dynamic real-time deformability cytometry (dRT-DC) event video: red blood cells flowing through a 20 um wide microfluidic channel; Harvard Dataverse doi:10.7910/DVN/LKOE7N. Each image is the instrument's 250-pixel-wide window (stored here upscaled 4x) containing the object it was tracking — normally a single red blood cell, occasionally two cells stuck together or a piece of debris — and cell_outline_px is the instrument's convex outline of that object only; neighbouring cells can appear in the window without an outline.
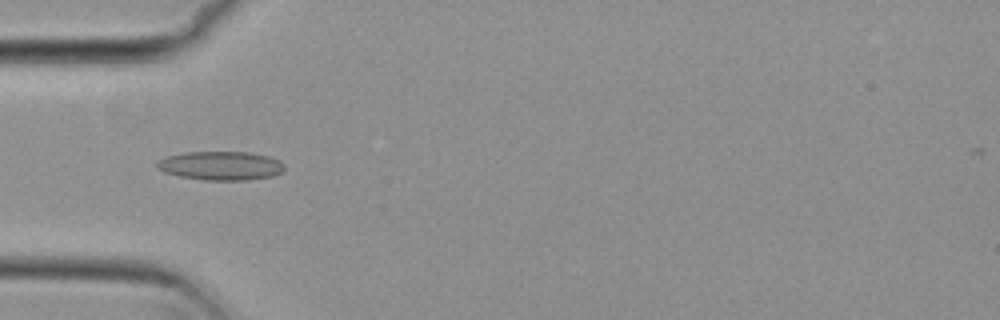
{"species": "common noctule bat (a hibernating species)", "species_latin": "Nyctalus noctula", "temperature_condition": "cold", "stored_images_in_passage": 42, "camera_frame_rate_fps": 3000, "um_per_image_px": 0.085, "animal": {"sex": "female", "body_mass_g": 29.2, "forearm_length_mm": 56.3}, "frame": {"image": 1, "passage_image": 5, "time_ms": 1.333, "image_size_px": [1000, 320], "cell_outline_px": [[284, 172], [272, 176], [248, 180], [204, 180], [180, 176], [164, 172], [156, 168], [156, 164], [160, 160], [168, 156], [188, 152], [248, 152], [268, 156], [280, 160], [284, 164]], "centroid_in_image_um": [18.8, 14.09], "position_along_channel_um": 66.2, "area_um2": 21.39}}
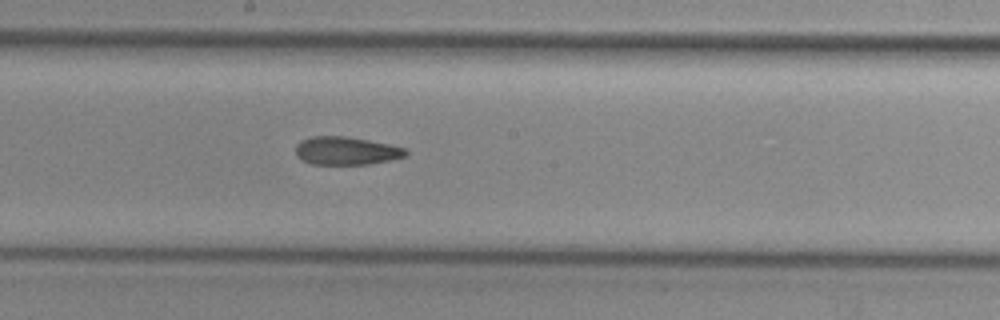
{"frame": {"image": 2, "passage_image": 17, "time_ms": 5.333, "image_size_px": [1000, 320], "cell_outline_px": [[408, 152], [404, 156], [388, 160], [368, 164], [312, 164], [300, 160], [296, 156], [296, 144], [300, 140], [312, 136], [344, 136], [368, 140], [388, 144], [404, 148]], "centroid_in_image_um": [29.35, 12.81], "position_along_channel_um": 218.8, "area_um2": 17.92}}
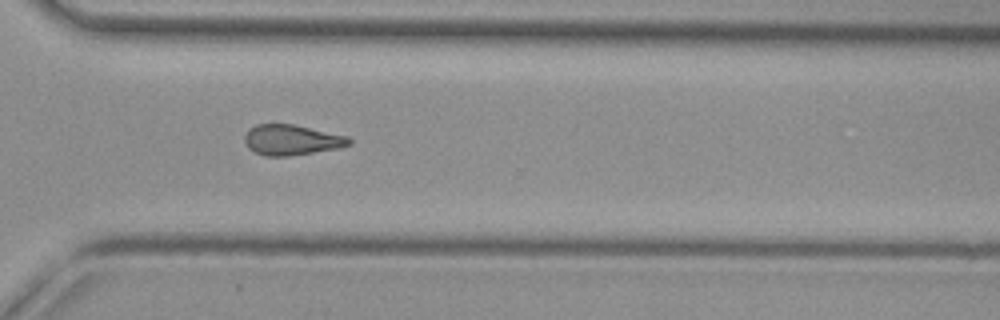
{"frame": {"image": 3, "passage_image": 27, "time_ms": 8.667, "image_size_px": [1000, 320], "cell_outline_px": [[352, 144], [336, 148], [288, 156], [264, 156], [248, 148], [244, 140], [244, 136], [248, 128], [256, 124], [292, 124], [348, 136], [352, 140]], "centroid_in_image_um": [24.75, 11.88], "position_along_channel_um": 345.8, "area_um2": 18.44}, "authors_computed_cell_mechanics": {"area_um2": 18.8139, "velocity_mm_per_s": 3.82, "shape_relaxation_time_tau1_ms": null, "shape_relaxation_time_tau2_ms": 3.8521, "deformation_change_tau1": null, "deformation_change_tau2": 0.1191}}